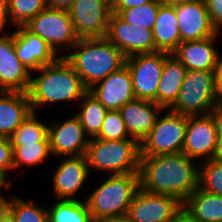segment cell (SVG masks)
Instances as JSON below:
<instances>
[{
    "instance_id": "5",
    "label": "cell",
    "mask_w": 222,
    "mask_h": 222,
    "mask_svg": "<svg viewBox=\"0 0 222 222\" xmlns=\"http://www.w3.org/2000/svg\"><path fill=\"white\" fill-rule=\"evenodd\" d=\"M85 157L89 167L110 175L139 173L140 143L134 139L103 140L91 138Z\"/></svg>"
},
{
    "instance_id": "6",
    "label": "cell",
    "mask_w": 222,
    "mask_h": 222,
    "mask_svg": "<svg viewBox=\"0 0 222 222\" xmlns=\"http://www.w3.org/2000/svg\"><path fill=\"white\" fill-rule=\"evenodd\" d=\"M216 105L215 72L187 70L178 97L169 110L197 116L210 114Z\"/></svg>"
},
{
    "instance_id": "15",
    "label": "cell",
    "mask_w": 222,
    "mask_h": 222,
    "mask_svg": "<svg viewBox=\"0 0 222 222\" xmlns=\"http://www.w3.org/2000/svg\"><path fill=\"white\" fill-rule=\"evenodd\" d=\"M31 71L17 57L14 31L0 35V91L27 93Z\"/></svg>"
},
{
    "instance_id": "17",
    "label": "cell",
    "mask_w": 222,
    "mask_h": 222,
    "mask_svg": "<svg viewBox=\"0 0 222 222\" xmlns=\"http://www.w3.org/2000/svg\"><path fill=\"white\" fill-rule=\"evenodd\" d=\"M181 42L202 40L217 35L205 0H193L175 5Z\"/></svg>"
},
{
    "instance_id": "44",
    "label": "cell",
    "mask_w": 222,
    "mask_h": 222,
    "mask_svg": "<svg viewBox=\"0 0 222 222\" xmlns=\"http://www.w3.org/2000/svg\"><path fill=\"white\" fill-rule=\"evenodd\" d=\"M213 159L222 161V135H217L216 148Z\"/></svg>"
},
{
    "instance_id": "48",
    "label": "cell",
    "mask_w": 222,
    "mask_h": 222,
    "mask_svg": "<svg viewBox=\"0 0 222 222\" xmlns=\"http://www.w3.org/2000/svg\"><path fill=\"white\" fill-rule=\"evenodd\" d=\"M5 206L0 202V212L2 211V209L4 208Z\"/></svg>"
},
{
    "instance_id": "40",
    "label": "cell",
    "mask_w": 222,
    "mask_h": 222,
    "mask_svg": "<svg viewBox=\"0 0 222 222\" xmlns=\"http://www.w3.org/2000/svg\"><path fill=\"white\" fill-rule=\"evenodd\" d=\"M8 174L9 173H5L3 171H0V202L5 206L9 201L10 199L12 198L13 195H10V193L8 194L9 197L7 196H3L4 194H1V192H3V189L5 190H9L11 189V182L10 180H8Z\"/></svg>"
},
{
    "instance_id": "18",
    "label": "cell",
    "mask_w": 222,
    "mask_h": 222,
    "mask_svg": "<svg viewBox=\"0 0 222 222\" xmlns=\"http://www.w3.org/2000/svg\"><path fill=\"white\" fill-rule=\"evenodd\" d=\"M88 91L107 110H119L135 99L130 70L124 65L120 70L95 83Z\"/></svg>"
},
{
    "instance_id": "27",
    "label": "cell",
    "mask_w": 222,
    "mask_h": 222,
    "mask_svg": "<svg viewBox=\"0 0 222 222\" xmlns=\"http://www.w3.org/2000/svg\"><path fill=\"white\" fill-rule=\"evenodd\" d=\"M48 222H91L87 202L84 200H57L47 208Z\"/></svg>"
},
{
    "instance_id": "23",
    "label": "cell",
    "mask_w": 222,
    "mask_h": 222,
    "mask_svg": "<svg viewBox=\"0 0 222 222\" xmlns=\"http://www.w3.org/2000/svg\"><path fill=\"white\" fill-rule=\"evenodd\" d=\"M155 52L172 54L181 42L175 7L160 4L153 26Z\"/></svg>"
},
{
    "instance_id": "16",
    "label": "cell",
    "mask_w": 222,
    "mask_h": 222,
    "mask_svg": "<svg viewBox=\"0 0 222 222\" xmlns=\"http://www.w3.org/2000/svg\"><path fill=\"white\" fill-rule=\"evenodd\" d=\"M53 180V195L57 200H80L76 195L89 180V167L85 155L63 157Z\"/></svg>"
},
{
    "instance_id": "14",
    "label": "cell",
    "mask_w": 222,
    "mask_h": 222,
    "mask_svg": "<svg viewBox=\"0 0 222 222\" xmlns=\"http://www.w3.org/2000/svg\"><path fill=\"white\" fill-rule=\"evenodd\" d=\"M217 131L210 114L188 116L186 134L182 152L189 158L196 161L211 160L214 157L216 148ZM202 157V158H201Z\"/></svg>"
},
{
    "instance_id": "33",
    "label": "cell",
    "mask_w": 222,
    "mask_h": 222,
    "mask_svg": "<svg viewBox=\"0 0 222 222\" xmlns=\"http://www.w3.org/2000/svg\"><path fill=\"white\" fill-rule=\"evenodd\" d=\"M199 164L198 188L222 196V161L211 159Z\"/></svg>"
},
{
    "instance_id": "36",
    "label": "cell",
    "mask_w": 222,
    "mask_h": 222,
    "mask_svg": "<svg viewBox=\"0 0 222 222\" xmlns=\"http://www.w3.org/2000/svg\"><path fill=\"white\" fill-rule=\"evenodd\" d=\"M211 22L218 32L222 28V0H205Z\"/></svg>"
},
{
    "instance_id": "9",
    "label": "cell",
    "mask_w": 222,
    "mask_h": 222,
    "mask_svg": "<svg viewBox=\"0 0 222 222\" xmlns=\"http://www.w3.org/2000/svg\"><path fill=\"white\" fill-rule=\"evenodd\" d=\"M167 52L137 54L126 58L130 70L133 92L137 99L157 104V89Z\"/></svg>"
},
{
    "instance_id": "22",
    "label": "cell",
    "mask_w": 222,
    "mask_h": 222,
    "mask_svg": "<svg viewBox=\"0 0 222 222\" xmlns=\"http://www.w3.org/2000/svg\"><path fill=\"white\" fill-rule=\"evenodd\" d=\"M31 113L28 93L0 91V137L10 138Z\"/></svg>"
},
{
    "instance_id": "30",
    "label": "cell",
    "mask_w": 222,
    "mask_h": 222,
    "mask_svg": "<svg viewBox=\"0 0 222 222\" xmlns=\"http://www.w3.org/2000/svg\"><path fill=\"white\" fill-rule=\"evenodd\" d=\"M5 207L11 212L15 222H48L47 208L13 195Z\"/></svg>"
},
{
    "instance_id": "20",
    "label": "cell",
    "mask_w": 222,
    "mask_h": 222,
    "mask_svg": "<svg viewBox=\"0 0 222 222\" xmlns=\"http://www.w3.org/2000/svg\"><path fill=\"white\" fill-rule=\"evenodd\" d=\"M16 28L14 42L17 57L31 73H35L40 67L51 64L60 57L45 41L25 26Z\"/></svg>"
},
{
    "instance_id": "4",
    "label": "cell",
    "mask_w": 222,
    "mask_h": 222,
    "mask_svg": "<svg viewBox=\"0 0 222 222\" xmlns=\"http://www.w3.org/2000/svg\"><path fill=\"white\" fill-rule=\"evenodd\" d=\"M139 187L138 173L109 175L85 198L92 219H124Z\"/></svg>"
},
{
    "instance_id": "46",
    "label": "cell",
    "mask_w": 222,
    "mask_h": 222,
    "mask_svg": "<svg viewBox=\"0 0 222 222\" xmlns=\"http://www.w3.org/2000/svg\"><path fill=\"white\" fill-rule=\"evenodd\" d=\"M193 0H159L161 4L175 6L181 3L189 2Z\"/></svg>"
},
{
    "instance_id": "3",
    "label": "cell",
    "mask_w": 222,
    "mask_h": 222,
    "mask_svg": "<svg viewBox=\"0 0 222 222\" xmlns=\"http://www.w3.org/2000/svg\"><path fill=\"white\" fill-rule=\"evenodd\" d=\"M64 58L87 89L120 70L126 62V56L106 37L79 39Z\"/></svg>"
},
{
    "instance_id": "43",
    "label": "cell",
    "mask_w": 222,
    "mask_h": 222,
    "mask_svg": "<svg viewBox=\"0 0 222 222\" xmlns=\"http://www.w3.org/2000/svg\"><path fill=\"white\" fill-rule=\"evenodd\" d=\"M75 0H46L47 6L54 9L68 10Z\"/></svg>"
},
{
    "instance_id": "13",
    "label": "cell",
    "mask_w": 222,
    "mask_h": 222,
    "mask_svg": "<svg viewBox=\"0 0 222 222\" xmlns=\"http://www.w3.org/2000/svg\"><path fill=\"white\" fill-rule=\"evenodd\" d=\"M48 124L50 150L54 157L85 155L90 138L86 135L79 118L71 115L65 121Z\"/></svg>"
},
{
    "instance_id": "35",
    "label": "cell",
    "mask_w": 222,
    "mask_h": 222,
    "mask_svg": "<svg viewBox=\"0 0 222 222\" xmlns=\"http://www.w3.org/2000/svg\"><path fill=\"white\" fill-rule=\"evenodd\" d=\"M13 169V147L11 140L7 137H0V171L9 173Z\"/></svg>"
},
{
    "instance_id": "41",
    "label": "cell",
    "mask_w": 222,
    "mask_h": 222,
    "mask_svg": "<svg viewBox=\"0 0 222 222\" xmlns=\"http://www.w3.org/2000/svg\"><path fill=\"white\" fill-rule=\"evenodd\" d=\"M170 222H199L183 206L175 213Z\"/></svg>"
},
{
    "instance_id": "24",
    "label": "cell",
    "mask_w": 222,
    "mask_h": 222,
    "mask_svg": "<svg viewBox=\"0 0 222 222\" xmlns=\"http://www.w3.org/2000/svg\"><path fill=\"white\" fill-rule=\"evenodd\" d=\"M186 71V67L172 54L165 58L157 89V105L166 110L175 103Z\"/></svg>"
},
{
    "instance_id": "19",
    "label": "cell",
    "mask_w": 222,
    "mask_h": 222,
    "mask_svg": "<svg viewBox=\"0 0 222 222\" xmlns=\"http://www.w3.org/2000/svg\"><path fill=\"white\" fill-rule=\"evenodd\" d=\"M217 35L202 40L180 42L177 49L172 53L187 70L215 72L222 55L218 47H215Z\"/></svg>"
},
{
    "instance_id": "39",
    "label": "cell",
    "mask_w": 222,
    "mask_h": 222,
    "mask_svg": "<svg viewBox=\"0 0 222 222\" xmlns=\"http://www.w3.org/2000/svg\"><path fill=\"white\" fill-rule=\"evenodd\" d=\"M7 23H10L8 12V0H0V35L7 34L5 32Z\"/></svg>"
},
{
    "instance_id": "12",
    "label": "cell",
    "mask_w": 222,
    "mask_h": 222,
    "mask_svg": "<svg viewBox=\"0 0 222 222\" xmlns=\"http://www.w3.org/2000/svg\"><path fill=\"white\" fill-rule=\"evenodd\" d=\"M125 56L155 53L153 30L132 25L111 13L105 36Z\"/></svg>"
},
{
    "instance_id": "11",
    "label": "cell",
    "mask_w": 222,
    "mask_h": 222,
    "mask_svg": "<svg viewBox=\"0 0 222 222\" xmlns=\"http://www.w3.org/2000/svg\"><path fill=\"white\" fill-rule=\"evenodd\" d=\"M182 203L175 197L139 189L125 216L126 222H170Z\"/></svg>"
},
{
    "instance_id": "45",
    "label": "cell",
    "mask_w": 222,
    "mask_h": 222,
    "mask_svg": "<svg viewBox=\"0 0 222 222\" xmlns=\"http://www.w3.org/2000/svg\"><path fill=\"white\" fill-rule=\"evenodd\" d=\"M0 222H15L13 215L6 207L0 212Z\"/></svg>"
},
{
    "instance_id": "38",
    "label": "cell",
    "mask_w": 222,
    "mask_h": 222,
    "mask_svg": "<svg viewBox=\"0 0 222 222\" xmlns=\"http://www.w3.org/2000/svg\"><path fill=\"white\" fill-rule=\"evenodd\" d=\"M215 101L217 105H222V61L215 70Z\"/></svg>"
},
{
    "instance_id": "8",
    "label": "cell",
    "mask_w": 222,
    "mask_h": 222,
    "mask_svg": "<svg viewBox=\"0 0 222 222\" xmlns=\"http://www.w3.org/2000/svg\"><path fill=\"white\" fill-rule=\"evenodd\" d=\"M25 27L45 41L60 57H64L63 54H60L64 48L70 51L79 40L68 10L47 6Z\"/></svg>"
},
{
    "instance_id": "25",
    "label": "cell",
    "mask_w": 222,
    "mask_h": 222,
    "mask_svg": "<svg viewBox=\"0 0 222 222\" xmlns=\"http://www.w3.org/2000/svg\"><path fill=\"white\" fill-rule=\"evenodd\" d=\"M182 206L199 222H222V196L196 189Z\"/></svg>"
},
{
    "instance_id": "2",
    "label": "cell",
    "mask_w": 222,
    "mask_h": 222,
    "mask_svg": "<svg viewBox=\"0 0 222 222\" xmlns=\"http://www.w3.org/2000/svg\"><path fill=\"white\" fill-rule=\"evenodd\" d=\"M36 72L40 75L36 73L35 77L31 73V83L27 92L33 112H37L38 106L41 108L59 102L62 104L77 100V104L88 91L80 76L64 57L40 67Z\"/></svg>"
},
{
    "instance_id": "21",
    "label": "cell",
    "mask_w": 222,
    "mask_h": 222,
    "mask_svg": "<svg viewBox=\"0 0 222 222\" xmlns=\"http://www.w3.org/2000/svg\"><path fill=\"white\" fill-rule=\"evenodd\" d=\"M119 111L129 136L141 143L155 126L159 114L165 109L153 101L135 98L127 102Z\"/></svg>"
},
{
    "instance_id": "1",
    "label": "cell",
    "mask_w": 222,
    "mask_h": 222,
    "mask_svg": "<svg viewBox=\"0 0 222 222\" xmlns=\"http://www.w3.org/2000/svg\"><path fill=\"white\" fill-rule=\"evenodd\" d=\"M138 175L141 189L169 195L183 203L198 189L199 164L183 152L140 156Z\"/></svg>"
},
{
    "instance_id": "47",
    "label": "cell",
    "mask_w": 222,
    "mask_h": 222,
    "mask_svg": "<svg viewBox=\"0 0 222 222\" xmlns=\"http://www.w3.org/2000/svg\"><path fill=\"white\" fill-rule=\"evenodd\" d=\"M91 222H126L125 219H92Z\"/></svg>"
},
{
    "instance_id": "31",
    "label": "cell",
    "mask_w": 222,
    "mask_h": 222,
    "mask_svg": "<svg viewBox=\"0 0 222 222\" xmlns=\"http://www.w3.org/2000/svg\"><path fill=\"white\" fill-rule=\"evenodd\" d=\"M160 4L159 0H157L155 2L143 4L139 7L112 9V12L116 13L127 23L153 30Z\"/></svg>"
},
{
    "instance_id": "42",
    "label": "cell",
    "mask_w": 222,
    "mask_h": 222,
    "mask_svg": "<svg viewBox=\"0 0 222 222\" xmlns=\"http://www.w3.org/2000/svg\"><path fill=\"white\" fill-rule=\"evenodd\" d=\"M211 115L216 126L217 135H222V105H216Z\"/></svg>"
},
{
    "instance_id": "37",
    "label": "cell",
    "mask_w": 222,
    "mask_h": 222,
    "mask_svg": "<svg viewBox=\"0 0 222 222\" xmlns=\"http://www.w3.org/2000/svg\"><path fill=\"white\" fill-rule=\"evenodd\" d=\"M157 0H113L112 9H128L133 7H139L149 2H155Z\"/></svg>"
},
{
    "instance_id": "26",
    "label": "cell",
    "mask_w": 222,
    "mask_h": 222,
    "mask_svg": "<svg viewBox=\"0 0 222 222\" xmlns=\"http://www.w3.org/2000/svg\"><path fill=\"white\" fill-rule=\"evenodd\" d=\"M78 106L80 109L75 115L79 118L86 135L90 139L95 138L101 130L108 110L89 91L83 95Z\"/></svg>"
},
{
    "instance_id": "29",
    "label": "cell",
    "mask_w": 222,
    "mask_h": 222,
    "mask_svg": "<svg viewBox=\"0 0 222 222\" xmlns=\"http://www.w3.org/2000/svg\"><path fill=\"white\" fill-rule=\"evenodd\" d=\"M14 169L21 166H36L44 163L52 156L49 141L30 143L26 145H12Z\"/></svg>"
},
{
    "instance_id": "28",
    "label": "cell",
    "mask_w": 222,
    "mask_h": 222,
    "mask_svg": "<svg viewBox=\"0 0 222 222\" xmlns=\"http://www.w3.org/2000/svg\"><path fill=\"white\" fill-rule=\"evenodd\" d=\"M37 115V112L32 111L20 127L10 136L12 145H26L49 141L48 125L42 122Z\"/></svg>"
},
{
    "instance_id": "34",
    "label": "cell",
    "mask_w": 222,
    "mask_h": 222,
    "mask_svg": "<svg viewBox=\"0 0 222 222\" xmlns=\"http://www.w3.org/2000/svg\"><path fill=\"white\" fill-rule=\"evenodd\" d=\"M103 140L131 139L119 110H108L99 134L95 137Z\"/></svg>"
},
{
    "instance_id": "7",
    "label": "cell",
    "mask_w": 222,
    "mask_h": 222,
    "mask_svg": "<svg viewBox=\"0 0 222 222\" xmlns=\"http://www.w3.org/2000/svg\"><path fill=\"white\" fill-rule=\"evenodd\" d=\"M166 110L164 115L159 114L155 126L140 143V156H159L182 152L188 116Z\"/></svg>"
},
{
    "instance_id": "10",
    "label": "cell",
    "mask_w": 222,
    "mask_h": 222,
    "mask_svg": "<svg viewBox=\"0 0 222 222\" xmlns=\"http://www.w3.org/2000/svg\"><path fill=\"white\" fill-rule=\"evenodd\" d=\"M79 39L103 38L112 13L110 0H75L68 9Z\"/></svg>"
},
{
    "instance_id": "32",
    "label": "cell",
    "mask_w": 222,
    "mask_h": 222,
    "mask_svg": "<svg viewBox=\"0 0 222 222\" xmlns=\"http://www.w3.org/2000/svg\"><path fill=\"white\" fill-rule=\"evenodd\" d=\"M47 7L46 0H8L10 22L18 26L26 24Z\"/></svg>"
}]
</instances>
